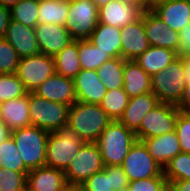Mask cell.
<instances>
[{
    "label": "cell",
    "mask_w": 190,
    "mask_h": 191,
    "mask_svg": "<svg viewBox=\"0 0 190 191\" xmlns=\"http://www.w3.org/2000/svg\"><path fill=\"white\" fill-rule=\"evenodd\" d=\"M111 121L99 104L77 101L69 107L67 125L84 142H95Z\"/></svg>",
    "instance_id": "6da1fadb"
},
{
    "label": "cell",
    "mask_w": 190,
    "mask_h": 191,
    "mask_svg": "<svg viewBox=\"0 0 190 191\" xmlns=\"http://www.w3.org/2000/svg\"><path fill=\"white\" fill-rule=\"evenodd\" d=\"M137 141L135 132L119 120H112L95 141L104 166H121L132 145Z\"/></svg>",
    "instance_id": "7a4b0ae2"
},
{
    "label": "cell",
    "mask_w": 190,
    "mask_h": 191,
    "mask_svg": "<svg viewBox=\"0 0 190 191\" xmlns=\"http://www.w3.org/2000/svg\"><path fill=\"white\" fill-rule=\"evenodd\" d=\"M84 143L68 125L49 133L45 166L65 171Z\"/></svg>",
    "instance_id": "3957f363"
},
{
    "label": "cell",
    "mask_w": 190,
    "mask_h": 191,
    "mask_svg": "<svg viewBox=\"0 0 190 191\" xmlns=\"http://www.w3.org/2000/svg\"><path fill=\"white\" fill-rule=\"evenodd\" d=\"M17 151L30 171L45 166L46 145L49 132L36 126H27L11 132Z\"/></svg>",
    "instance_id": "277c9868"
},
{
    "label": "cell",
    "mask_w": 190,
    "mask_h": 191,
    "mask_svg": "<svg viewBox=\"0 0 190 191\" xmlns=\"http://www.w3.org/2000/svg\"><path fill=\"white\" fill-rule=\"evenodd\" d=\"M185 85L182 56H178L166 69L151 77L152 93L163 103L177 105L183 96Z\"/></svg>",
    "instance_id": "5b68a950"
},
{
    "label": "cell",
    "mask_w": 190,
    "mask_h": 191,
    "mask_svg": "<svg viewBox=\"0 0 190 191\" xmlns=\"http://www.w3.org/2000/svg\"><path fill=\"white\" fill-rule=\"evenodd\" d=\"M69 106L29 93V113L32 126L51 133L68 123Z\"/></svg>",
    "instance_id": "8992f818"
},
{
    "label": "cell",
    "mask_w": 190,
    "mask_h": 191,
    "mask_svg": "<svg viewBox=\"0 0 190 191\" xmlns=\"http://www.w3.org/2000/svg\"><path fill=\"white\" fill-rule=\"evenodd\" d=\"M99 8L92 0H71L65 23L73 40H87L99 23Z\"/></svg>",
    "instance_id": "52a82bcc"
},
{
    "label": "cell",
    "mask_w": 190,
    "mask_h": 191,
    "mask_svg": "<svg viewBox=\"0 0 190 191\" xmlns=\"http://www.w3.org/2000/svg\"><path fill=\"white\" fill-rule=\"evenodd\" d=\"M121 167L129 182L152 177H165L163 167L154 160L141 140H137L132 145Z\"/></svg>",
    "instance_id": "ba28073f"
},
{
    "label": "cell",
    "mask_w": 190,
    "mask_h": 191,
    "mask_svg": "<svg viewBox=\"0 0 190 191\" xmlns=\"http://www.w3.org/2000/svg\"><path fill=\"white\" fill-rule=\"evenodd\" d=\"M104 164L95 142H85L64 171L67 184L84 183L94 173L103 170Z\"/></svg>",
    "instance_id": "9c48e42d"
},
{
    "label": "cell",
    "mask_w": 190,
    "mask_h": 191,
    "mask_svg": "<svg viewBox=\"0 0 190 191\" xmlns=\"http://www.w3.org/2000/svg\"><path fill=\"white\" fill-rule=\"evenodd\" d=\"M179 112L176 105L160 102L142 118L140 128L135 132L137 140L175 131Z\"/></svg>",
    "instance_id": "30bf717a"
},
{
    "label": "cell",
    "mask_w": 190,
    "mask_h": 191,
    "mask_svg": "<svg viewBox=\"0 0 190 191\" xmlns=\"http://www.w3.org/2000/svg\"><path fill=\"white\" fill-rule=\"evenodd\" d=\"M54 73H56L54 58L42 53L20 58L16 71V75L29 93Z\"/></svg>",
    "instance_id": "8fae6325"
},
{
    "label": "cell",
    "mask_w": 190,
    "mask_h": 191,
    "mask_svg": "<svg viewBox=\"0 0 190 191\" xmlns=\"http://www.w3.org/2000/svg\"><path fill=\"white\" fill-rule=\"evenodd\" d=\"M144 7L131 0H111L99 8V23L122 28L126 24L137 21Z\"/></svg>",
    "instance_id": "7c38bea8"
},
{
    "label": "cell",
    "mask_w": 190,
    "mask_h": 191,
    "mask_svg": "<svg viewBox=\"0 0 190 191\" xmlns=\"http://www.w3.org/2000/svg\"><path fill=\"white\" fill-rule=\"evenodd\" d=\"M141 17L149 44L167 48L177 53V46L180 40L179 32L170 29L151 9L145 8Z\"/></svg>",
    "instance_id": "4fadbf2b"
},
{
    "label": "cell",
    "mask_w": 190,
    "mask_h": 191,
    "mask_svg": "<svg viewBox=\"0 0 190 191\" xmlns=\"http://www.w3.org/2000/svg\"><path fill=\"white\" fill-rule=\"evenodd\" d=\"M33 94L69 107L77 102L74 80L54 73Z\"/></svg>",
    "instance_id": "5bb4252c"
},
{
    "label": "cell",
    "mask_w": 190,
    "mask_h": 191,
    "mask_svg": "<svg viewBox=\"0 0 190 191\" xmlns=\"http://www.w3.org/2000/svg\"><path fill=\"white\" fill-rule=\"evenodd\" d=\"M35 36L42 54L54 57L73 41L68 30L58 24H38Z\"/></svg>",
    "instance_id": "9a60e30c"
},
{
    "label": "cell",
    "mask_w": 190,
    "mask_h": 191,
    "mask_svg": "<svg viewBox=\"0 0 190 191\" xmlns=\"http://www.w3.org/2000/svg\"><path fill=\"white\" fill-rule=\"evenodd\" d=\"M149 47L142 17L121 28V58L135 60Z\"/></svg>",
    "instance_id": "2e32d148"
},
{
    "label": "cell",
    "mask_w": 190,
    "mask_h": 191,
    "mask_svg": "<svg viewBox=\"0 0 190 191\" xmlns=\"http://www.w3.org/2000/svg\"><path fill=\"white\" fill-rule=\"evenodd\" d=\"M20 58L40 54L35 29L10 19L4 37Z\"/></svg>",
    "instance_id": "e0dca14e"
},
{
    "label": "cell",
    "mask_w": 190,
    "mask_h": 191,
    "mask_svg": "<svg viewBox=\"0 0 190 191\" xmlns=\"http://www.w3.org/2000/svg\"><path fill=\"white\" fill-rule=\"evenodd\" d=\"M74 80L77 101L100 104L107 92L96 70L82 69Z\"/></svg>",
    "instance_id": "ac0fdd59"
},
{
    "label": "cell",
    "mask_w": 190,
    "mask_h": 191,
    "mask_svg": "<svg viewBox=\"0 0 190 191\" xmlns=\"http://www.w3.org/2000/svg\"><path fill=\"white\" fill-rule=\"evenodd\" d=\"M26 187L30 191H64L67 181L64 171L44 166L27 173Z\"/></svg>",
    "instance_id": "d6986e66"
},
{
    "label": "cell",
    "mask_w": 190,
    "mask_h": 191,
    "mask_svg": "<svg viewBox=\"0 0 190 191\" xmlns=\"http://www.w3.org/2000/svg\"><path fill=\"white\" fill-rule=\"evenodd\" d=\"M170 29L180 32L190 24V0H171L151 9Z\"/></svg>",
    "instance_id": "ffe728a7"
},
{
    "label": "cell",
    "mask_w": 190,
    "mask_h": 191,
    "mask_svg": "<svg viewBox=\"0 0 190 191\" xmlns=\"http://www.w3.org/2000/svg\"><path fill=\"white\" fill-rule=\"evenodd\" d=\"M0 119L11 132L30 126L29 93L23 97L1 102Z\"/></svg>",
    "instance_id": "44dd1931"
},
{
    "label": "cell",
    "mask_w": 190,
    "mask_h": 191,
    "mask_svg": "<svg viewBox=\"0 0 190 191\" xmlns=\"http://www.w3.org/2000/svg\"><path fill=\"white\" fill-rule=\"evenodd\" d=\"M141 141L146 145L154 160L163 168L173 157L182 152L175 131Z\"/></svg>",
    "instance_id": "7402d4cb"
},
{
    "label": "cell",
    "mask_w": 190,
    "mask_h": 191,
    "mask_svg": "<svg viewBox=\"0 0 190 191\" xmlns=\"http://www.w3.org/2000/svg\"><path fill=\"white\" fill-rule=\"evenodd\" d=\"M159 103L152 92L131 97L119 121L136 132L140 128L142 118Z\"/></svg>",
    "instance_id": "603a6c76"
},
{
    "label": "cell",
    "mask_w": 190,
    "mask_h": 191,
    "mask_svg": "<svg viewBox=\"0 0 190 191\" xmlns=\"http://www.w3.org/2000/svg\"><path fill=\"white\" fill-rule=\"evenodd\" d=\"M178 57L173 50L152 46L135 59V62L150 76L163 71Z\"/></svg>",
    "instance_id": "cb8c5ba5"
},
{
    "label": "cell",
    "mask_w": 190,
    "mask_h": 191,
    "mask_svg": "<svg viewBox=\"0 0 190 191\" xmlns=\"http://www.w3.org/2000/svg\"><path fill=\"white\" fill-rule=\"evenodd\" d=\"M123 80V88L130 98L152 92L151 77L135 60H125Z\"/></svg>",
    "instance_id": "d4e9b609"
},
{
    "label": "cell",
    "mask_w": 190,
    "mask_h": 191,
    "mask_svg": "<svg viewBox=\"0 0 190 191\" xmlns=\"http://www.w3.org/2000/svg\"><path fill=\"white\" fill-rule=\"evenodd\" d=\"M88 40L112 58L121 57V28L98 23Z\"/></svg>",
    "instance_id": "484cf974"
},
{
    "label": "cell",
    "mask_w": 190,
    "mask_h": 191,
    "mask_svg": "<svg viewBox=\"0 0 190 191\" xmlns=\"http://www.w3.org/2000/svg\"><path fill=\"white\" fill-rule=\"evenodd\" d=\"M58 75L74 79L82 70L79 60V40H73L54 57Z\"/></svg>",
    "instance_id": "4316f807"
},
{
    "label": "cell",
    "mask_w": 190,
    "mask_h": 191,
    "mask_svg": "<svg viewBox=\"0 0 190 191\" xmlns=\"http://www.w3.org/2000/svg\"><path fill=\"white\" fill-rule=\"evenodd\" d=\"M68 13V1L39 0L38 24H58L65 26Z\"/></svg>",
    "instance_id": "83f0119b"
},
{
    "label": "cell",
    "mask_w": 190,
    "mask_h": 191,
    "mask_svg": "<svg viewBox=\"0 0 190 191\" xmlns=\"http://www.w3.org/2000/svg\"><path fill=\"white\" fill-rule=\"evenodd\" d=\"M125 60L121 57L104 62L96 71L107 90L124 87L123 72Z\"/></svg>",
    "instance_id": "f1b7e54d"
},
{
    "label": "cell",
    "mask_w": 190,
    "mask_h": 191,
    "mask_svg": "<svg viewBox=\"0 0 190 191\" xmlns=\"http://www.w3.org/2000/svg\"><path fill=\"white\" fill-rule=\"evenodd\" d=\"M129 100L130 97L124 88L112 89L107 90L99 105L112 120H119L123 116Z\"/></svg>",
    "instance_id": "f546056e"
},
{
    "label": "cell",
    "mask_w": 190,
    "mask_h": 191,
    "mask_svg": "<svg viewBox=\"0 0 190 191\" xmlns=\"http://www.w3.org/2000/svg\"><path fill=\"white\" fill-rule=\"evenodd\" d=\"M112 57L93 45L88 39L79 40V60L82 69L97 70Z\"/></svg>",
    "instance_id": "4dcf8cb0"
},
{
    "label": "cell",
    "mask_w": 190,
    "mask_h": 191,
    "mask_svg": "<svg viewBox=\"0 0 190 191\" xmlns=\"http://www.w3.org/2000/svg\"><path fill=\"white\" fill-rule=\"evenodd\" d=\"M9 10L10 19L31 28L38 25L39 0H19Z\"/></svg>",
    "instance_id": "1f68e13d"
},
{
    "label": "cell",
    "mask_w": 190,
    "mask_h": 191,
    "mask_svg": "<svg viewBox=\"0 0 190 191\" xmlns=\"http://www.w3.org/2000/svg\"><path fill=\"white\" fill-rule=\"evenodd\" d=\"M18 172H29L25 167L12 136L0 143V168Z\"/></svg>",
    "instance_id": "d6a6232c"
},
{
    "label": "cell",
    "mask_w": 190,
    "mask_h": 191,
    "mask_svg": "<svg viewBox=\"0 0 190 191\" xmlns=\"http://www.w3.org/2000/svg\"><path fill=\"white\" fill-rule=\"evenodd\" d=\"M163 174L168 183L177 180L190 181V154L183 152L177 154L164 166Z\"/></svg>",
    "instance_id": "836d02e7"
},
{
    "label": "cell",
    "mask_w": 190,
    "mask_h": 191,
    "mask_svg": "<svg viewBox=\"0 0 190 191\" xmlns=\"http://www.w3.org/2000/svg\"><path fill=\"white\" fill-rule=\"evenodd\" d=\"M24 84L16 73L0 74V103L27 95Z\"/></svg>",
    "instance_id": "e575fe53"
},
{
    "label": "cell",
    "mask_w": 190,
    "mask_h": 191,
    "mask_svg": "<svg viewBox=\"0 0 190 191\" xmlns=\"http://www.w3.org/2000/svg\"><path fill=\"white\" fill-rule=\"evenodd\" d=\"M27 173L0 168V191H23L26 188Z\"/></svg>",
    "instance_id": "d590c367"
},
{
    "label": "cell",
    "mask_w": 190,
    "mask_h": 191,
    "mask_svg": "<svg viewBox=\"0 0 190 191\" xmlns=\"http://www.w3.org/2000/svg\"><path fill=\"white\" fill-rule=\"evenodd\" d=\"M20 57L5 38H0V74L16 73Z\"/></svg>",
    "instance_id": "8d00e7d4"
},
{
    "label": "cell",
    "mask_w": 190,
    "mask_h": 191,
    "mask_svg": "<svg viewBox=\"0 0 190 191\" xmlns=\"http://www.w3.org/2000/svg\"><path fill=\"white\" fill-rule=\"evenodd\" d=\"M83 184L90 191H113L112 172L104 166L103 170L94 173Z\"/></svg>",
    "instance_id": "74e56055"
},
{
    "label": "cell",
    "mask_w": 190,
    "mask_h": 191,
    "mask_svg": "<svg viewBox=\"0 0 190 191\" xmlns=\"http://www.w3.org/2000/svg\"><path fill=\"white\" fill-rule=\"evenodd\" d=\"M169 183L166 177H152L129 182L128 191H167Z\"/></svg>",
    "instance_id": "f35d334b"
},
{
    "label": "cell",
    "mask_w": 190,
    "mask_h": 191,
    "mask_svg": "<svg viewBox=\"0 0 190 191\" xmlns=\"http://www.w3.org/2000/svg\"><path fill=\"white\" fill-rule=\"evenodd\" d=\"M175 132L182 152L190 154V113H178Z\"/></svg>",
    "instance_id": "ab89813d"
},
{
    "label": "cell",
    "mask_w": 190,
    "mask_h": 191,
    "mask_svg": "<svg viewBox=\"0 0 190 191\" xmlns=\"http://www.w3.org/2000/svg\"><path fill=\"white\" fill-rule=\"evenodd\" d=\"M112 172L113 190H126L129 185L127 175L121 166H106Z\"/></svg>",
    "instance_id": "60d3db41"
},
{
    "label": "cell",
    "mask_w": 190,
    "mask_h": 191,
    "mask_svg": "<svg viewBox=\"0 0 190 191\" xmlns=\"http://www.w3.org/2000/svg\"><path fill=\"white\" fill-rule=\"evenodd\" d=\"M179 42L177 46L178 56H190V24L186 25L179 32Z\"/></svg>",
    "instance_id": "b9f144b4"
},
{
    "label": "cell",
    "mask_w": 190,
    "mask_h": 191,
    "mask_svg": "<svg viewBox=\"0 0 190 191\" xmlns=\"http://www.w3.org/2000/svg\"><path fill=\"white\" fill-rule=\"evenodd\" d=\"M185 82L183 96L176 107L180 112L190 113V79H185Z\"/></svg>",
    "instance_id": "7bdbcfd3"
},
{
    "label": "cell",
    "mask_w": 190,
    "mask_h": 191,
    "mask_svg": "<svg viewBox=\"0 0 190 191\" xmlns=\"http://www.w3.org/2000/svg\"><path fill=\"white\" fill-rule=\"evenodd\" d=\"M10 21V10L0 5V38L5 37L8 23Z\"/></svg>",
    "instance_id": "ee69618b"
},
{
    "label": "cell",
    "mask_w": 190,
    "mask_h": 191,
    "mask_svg": "<svg viewBox=\"0 0 190 191\" xmlns=\"http://www.w3.org/2000/svg\"><path fill=\"white\" fill-rule=\"evenodd\" d=\"M169 188L172 191H190V181L188 180H177L169 183Z\"/></svg>",
    "instance_id": "f6af8a7d"
},
{
    "label": "cell",
    "mask_w": 190,
    "mask_h": 191,
    "mask_svg": "<svg viewBox=\"0 0 190 191\" xmlns=\"http://www.w3.org/2000/svg\"><path fill=\"white\" fill-rule=\"evenodd\" d=\"M9 136H11V131L6 126V124L0 119V143L5 141Z\"/></svg>",
    "instance_id": "bcb514c9"
},
{
    "label": "cell",
    "mask_w": 190,
    "mask_h": 191,
    "mask_svg": "<svg viewBox=\"0 0 190 191\" xmlns=\"http://www.w3.org/2000/svg\"><path fill=\"white\" fill-rule=\"evenodd\" d=\"M183 70L185 79H190V56H182Z\"/></svg>",
    "instance_id": "7dc6e473"
},
{
    "label": "cell",
    "mask_w": 190,
    "mask_h": 191,
    "mask_svg": "<svg viewBox=\"0 0 190 191\" xmlns=\"http://www.w3.org/2000/svg\"><path fill=\"white\" fill-rule=\"evenodd\" d=\"M67 189L69 191H90L88 190L83 183L78 184H67Z\"/></svg>",
    "instance_id": "c3c4849f"
},
{
    "label": "cell",
    "mask_w": 190,
    "mask_h": 191,
    "mask_svg": "<svg viewBox=\"0 0 190 191\" xmlns=\"http://www.w3.org/2000/svg\"><path fill=\"white\" fill-rule=\"evenodd\" d=\"M19 0H0V5L5 8L13 7Z\"/></svg>",
    "instance_id": "681fc988"
},
{
    "label": "cell",
    "mask_w": 190,
    "mask_h": 191,
    "mask_svg": "<svg viewBox=\"0 0 190 191\" xmlns=\"http://www.w3.org/2000/svg\"><path fill=\"white\" fill-rule=\"evenodd\" d=\"M139 2L144 8L152 9V0H133Z\"/></svg>",
    "instance_id": "f907efd6"
},
{
    "label": "cell",
    "mask_w": 190,
    "mask_h": 191,
    "mask_svg": "<svg viewBox=\"0 0 190 191\" xmlns=\"http://www.w3.org/2000/svg\"><path fill=\"white\" fill-rule=\"evenodd\" d=\"M92 1L95 3V5H96L98 8H100L101 6L107 4V3H108L109 1H111V0H92ZM131 1H133V0H131Z\"/></svg>",
    "instance_id": "816d5d0a"
},
{
    "label": "cell",
    "mask_w": 190,
    "mask_h": 191,
    "mask_svg": "<svg viewBox=\"0 0 190 191\" xmlns=\"http://www.w3.org/2000/svg\"><path fill=\"white\" fill-rule=\"evenodd\" d=\"M165 1H171V0H152V8L159 4V3H162V2H165Z\"/></svg>",
    "instance_id": "f5cc1de1"
},
{
    "label": "cell",
    "mask_w": 190,
    "mask_h": 191,
    "mask_svg": "<svg viewBox=\"0 0 190 191\" xmlns=\"http://www.w3.org/2000/svg\"><path fill=\"white\" fill-rule=\"evenodd\" d=\"M55 1H68V2H70L71 0H55Z\"/></svg>",
    "instance_id": "db71d44e"
},
{
    "label": "cell",
    "mask_w": 190,
    "mask_h": 191,
    "mask_svg": "<svg viewBox=\"0 0 190 191\" xmlns=\"http://www.w3.org/2000/svg\"><path fill=\"white\" fill-rule=\"evenodd\" d=\"M113 191H128V189H126V190H113Z\"/></svg>",
    "instance_id": "11a10c76"
},
{
    "label": "cell",
    "mask_w": 190,
    "mask_h": 191,
    "mask_svg": "<svg viewBox=\"0 0 190 191\" xmlns=\"http://www.w3.org/2000/svg\"><path fill=\"white\" fill-rule=\"evenodd\" d=\"M23 191H30L27 187Z\"/></svg>",
    "instance_id": "9f6ffc18"
}]
</instances>
